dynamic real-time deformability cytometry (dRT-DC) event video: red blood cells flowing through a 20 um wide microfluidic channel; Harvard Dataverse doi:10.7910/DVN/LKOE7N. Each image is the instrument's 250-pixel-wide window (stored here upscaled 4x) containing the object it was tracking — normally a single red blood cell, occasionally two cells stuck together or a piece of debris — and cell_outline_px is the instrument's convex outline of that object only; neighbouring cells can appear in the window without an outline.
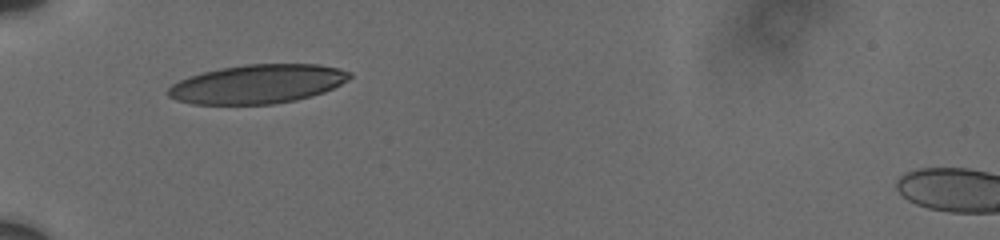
{"species": "human", "species_latin": "Homo sapiens", "temperature_condition": "cold", "stored_images_in_passage": 2, "camera_frame_rate_fps": 3000, "um_per_image_px": 0.085, "donor": {"sex": "male"}, "frame": {"image": 1, "passage_image": 1, "time_ms": 0.0, "image_size_px": [1000, 240], "cell_outline_px": [[352, 76], [340, 84], [324, 92], [296, 100], [272, 104], [192, 104], [176, 100], [168, 96], [168, 88], [172, 84], [188, 76], [200, 72], [220, 68], [248, 64], [320, 64], [340, 68], [352, 72]], "centroid_in_image_um": [21.88, 7.13], "position_along_channel_um": 63.1, "area_um2": 41.27}}